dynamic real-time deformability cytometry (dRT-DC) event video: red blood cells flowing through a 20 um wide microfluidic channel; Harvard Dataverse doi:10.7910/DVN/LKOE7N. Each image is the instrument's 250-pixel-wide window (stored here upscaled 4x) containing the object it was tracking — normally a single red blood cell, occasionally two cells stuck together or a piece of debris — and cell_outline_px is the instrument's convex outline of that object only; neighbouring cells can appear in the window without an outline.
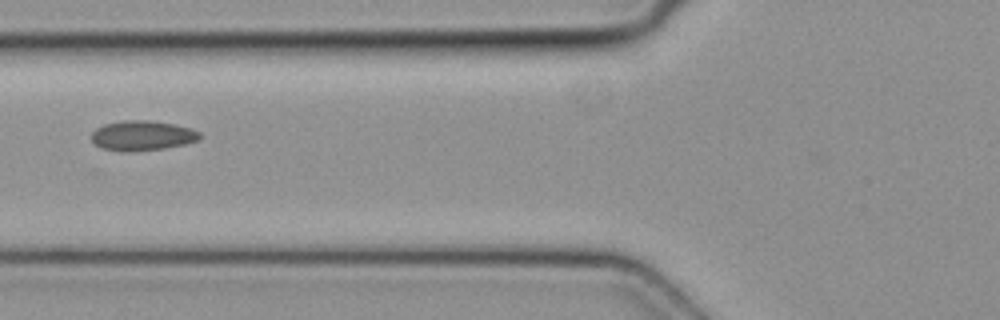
{"species": "common noctule bat (a hibernating species)", "species_latin": "Nyctalus noctula", "temperature_condition": "cold", "stored_images_in_passage": 4, "camera_frame_rate_fps": 3000, "um_per_image_px": 0.085, "animal": {"sex": "female", "body_mass_g": 19.3, "forearm_length_mm": 54.1}, "frame": {"image": 1, "passage_image": 3, "time_ms": 0.667, "image_size_px": [1000, 320], "cell_outline_px": [[200, 140], [184, 144], [164, 148], [128, 152], [120, 152], [104, 148], [96, 144], [92, 140], [92, 132], [96, 128], [104, 124], [124, 120], [148, 120], [176, 124], [200, 132]], "centroid_in_image_um": [12.09, 11.52], "position_along_channel_um": 113.7, "area_um2": 18.84}}
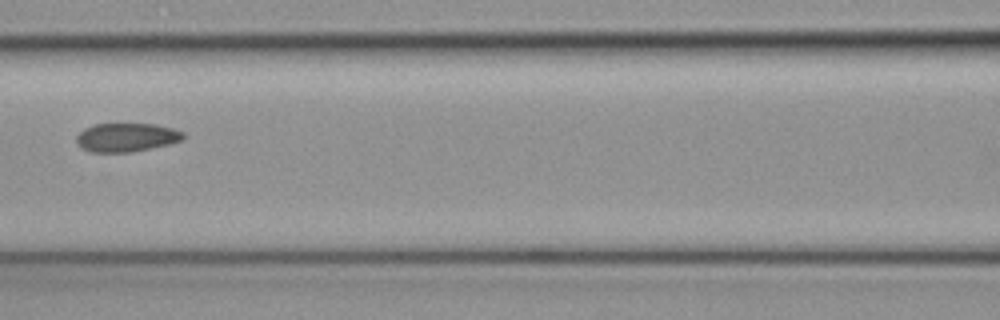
{"frame": {"image": 2, "passage_image": 4, "time_ms": 1.0, "image_size_px": [1000, 320], "cell_outline_px": [[184, 140], [168, 144], [132, 152], [92, 152], [80, 148], [76, 144], [76, 136], [84, 128], [92, 124], [116, 120], [156, 124], [172, 128], [184, 132]], "centroid_in_image_um": [10.7, 11.61], "position_along_channel_um": 155.9, "area_um2": 18.9}}